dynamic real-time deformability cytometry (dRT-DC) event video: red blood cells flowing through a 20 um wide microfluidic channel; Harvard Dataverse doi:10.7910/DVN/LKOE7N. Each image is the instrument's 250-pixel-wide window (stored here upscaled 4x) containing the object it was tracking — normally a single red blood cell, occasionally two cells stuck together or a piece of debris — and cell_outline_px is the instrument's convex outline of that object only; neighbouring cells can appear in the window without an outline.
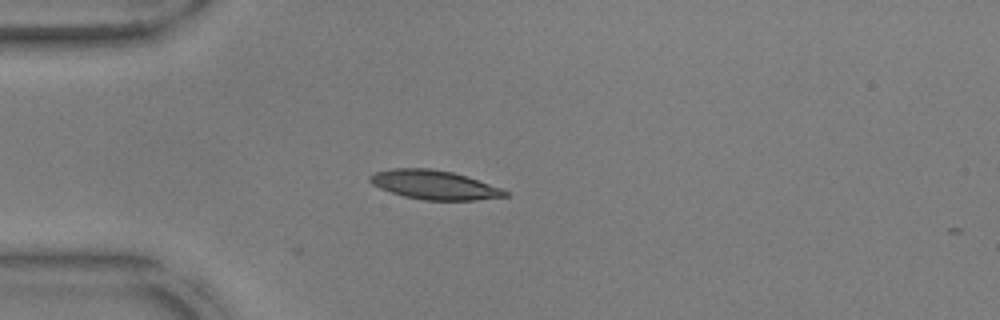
{"species": "common noctule bat (a hibernating species)", "species_latin": "Nyctalus noctula", "temperature_condition": "warm", "stored_images_in_passage": 26, "camera_frame_rate_fps": 3000, "um_per_image_px": 0.085, "animal": {"sex": "male", "body_mass_g": 17.9, "forearm_length_mm": 54.2}, "frame": {"image": 1, "passage_image": 1, "time_ms": 0.0, "image_size_px": [1000, 320], "cell_outline_px": [[508, 196], [476, 200], [424, 200], [404, 196], [380, 188], [372, 184], [368, 180], [368, 176], [376, 172], [392, 168], [432, 168], [452, 172], [500, 188], [508, 192]], "centroid_in_image_um": [36.86, 15.71], "position_along_channel_um": 48.1, "area_um2": 22.6}}
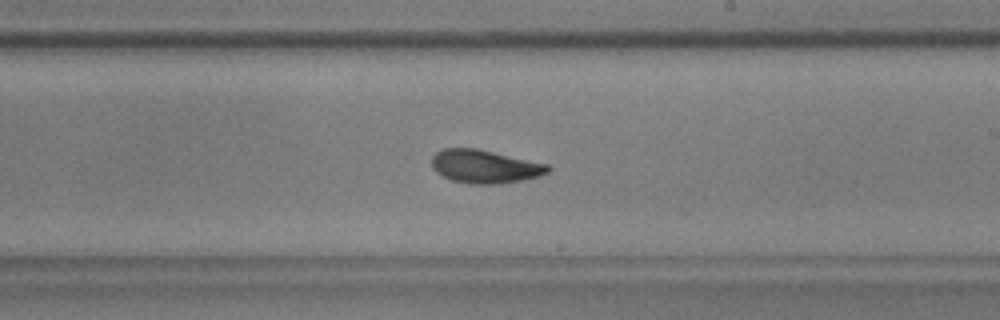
{"frame": {"image": 2, "passage_image": 18, "time_ms": 5.667, "image_size_px": [1000, 320], "cell_outline_px": [[552, 168], [548, 172], [540, 176], [500, 184], [472, 184], [452, 180], [436, 172], [432, 168], [432, 156], [436, 152], [444, 148], [476, 148], [548, 164]], "centroid_in_image_um": [41.21, 14.15], "position_along_channel_um": 247.8, "area_um2": 22.48}}
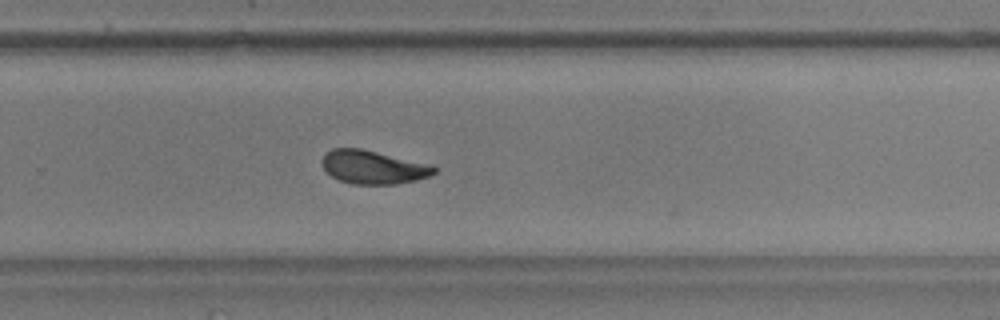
{"frame": {"image": 3, "passage_image": 22, "time_ms": 7.0, "image_size_px": [1000, 320], "cell_outline_px": [[436, 172], [428, 176], [416, 180], [396, 184], [352, 184], [340, 180], [332, 176], [324, 168], [320, 160], [332, 148], [360, 148], [376, 152], [436, 168]], "centroid_in_image_um": [31.62, 14.22], "position_along_channel_um": 298.2, "area_um2": 21.04}}